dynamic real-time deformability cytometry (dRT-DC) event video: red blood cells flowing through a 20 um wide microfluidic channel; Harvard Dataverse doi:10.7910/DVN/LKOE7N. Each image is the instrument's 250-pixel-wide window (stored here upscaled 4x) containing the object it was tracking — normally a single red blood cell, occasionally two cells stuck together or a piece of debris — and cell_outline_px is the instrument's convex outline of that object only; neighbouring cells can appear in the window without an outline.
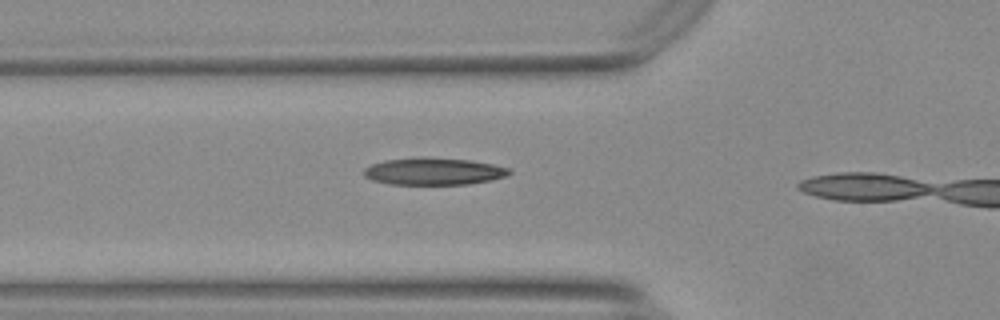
{"species": "Egyptian fruit bat (a non-hibernating species)", "species_latin": "Rousettus aegyptiacus", "temperature_condition": "warm", "stored_images_in_passage": 11, "camera_frame_rate_fps": 3000, "um_per_image_px": 0.085, "animal": {"sex": "female"}, "frame": {"image": 1, "passage_image": 10, "time_ms": 3.0, "image_size_px": [1000, 320], "cell_outline_px": [[512, 172], [504, 176], [488, 180], [464, 184], [392, 184], [372, 180], [364, 176], [364, 168], [372, 164], [388, 160], [468, 160], [492, 164], [508, 168]], "centroid_in_image_um": [36.85, 14.61], "position_along_channel_um": 89.0, "area_um2": 21.5}}